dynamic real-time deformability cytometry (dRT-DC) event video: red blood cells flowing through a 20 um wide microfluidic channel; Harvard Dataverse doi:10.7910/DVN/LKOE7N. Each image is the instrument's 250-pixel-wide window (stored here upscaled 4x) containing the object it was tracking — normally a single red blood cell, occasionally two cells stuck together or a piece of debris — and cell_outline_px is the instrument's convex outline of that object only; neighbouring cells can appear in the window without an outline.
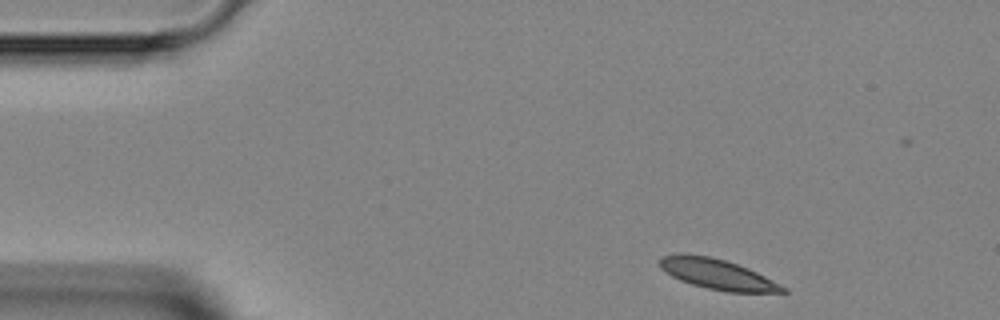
{"species": "Egyptian fruit bat (a non-hibernating species)", "species_latin": "Rousettus aegyptiacus", "temperature_condition": "room temperature", "stored_images_in_passage": 3, "camera_frame_rate_fps": 3000, "um_per_image_px": 0.085, "animal": {"sex": "female"}, "frame": {"image": 1, "passage_image": 1, "time_ms": 0.0, "image_size_px": [1000, 320], "cell_outline_px": [[788, 292], [728, 292], [708, 288], [692, 284], [680, 280], [672, 276], [660, 268], [660, 256], [680, 252], [708, 256], [724, 260], [748, 268], [788, 288]], "centroid_in_image_um": [60.94, 23.29], "position_along_channel_um": 24.1, "area_um2": 21.62}}
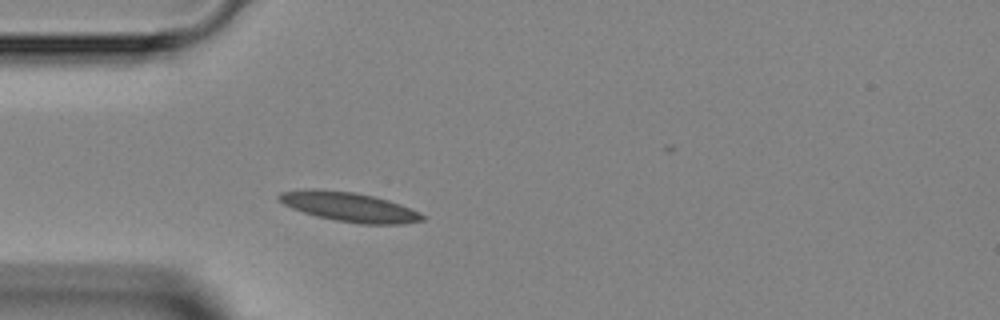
{"frame": {"image": 2, "passage_image": 3, "time_ms": 2.333, "image_size_px": [1000, 320], "cell_outline_px": [[424, 220], [404, 224], [360, 224], [336, 220], [316, 216], [292, 208], [276, 200], [276, 196], [280, 192], [304, 188], [316, 188], [352, 192], [372, 196], [388, 200], [400, 204], [420, 212], [424, 216]], "centroid_in_image_um": [29.63, 17.57], "position_along_channel_um": 55.4, "area_um2": 24.68}}